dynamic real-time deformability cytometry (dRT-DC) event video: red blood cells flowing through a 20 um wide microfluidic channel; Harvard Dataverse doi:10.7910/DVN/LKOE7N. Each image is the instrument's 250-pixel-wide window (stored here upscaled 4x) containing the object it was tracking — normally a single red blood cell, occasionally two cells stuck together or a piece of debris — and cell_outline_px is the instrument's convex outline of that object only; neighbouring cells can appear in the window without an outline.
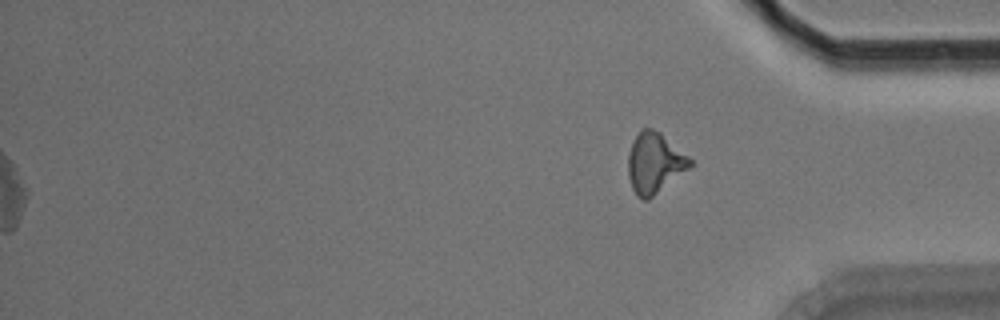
{"species": "Egyptian fruit bat (a non-hibernating species)", "species_latin": "Rousettus aegyptiacus", "temperature_condition": "room temperature", "stored_images_in_passage": 44, "segment_of_instrument_passage": [2, 2], "camera_frame_rate_fps": 3000, "um_per_image_px": 0.085, "animal": {"sex": "male"}, "frame": {"image": 1, "passage_image": 44, "time_ms": 14.333, "image_size_px": [1000, 320], "cell_outline_px": [[692, 168], [648, 200], [644, 200], [636, 196], [632, 188], [628, 176], [628, 152], [632, 140], [640, 128], [652, 128], [660, 132], [688, 156], [692, 160]], "centroid_in_image_um": [55.63, 13.86], "position_along_channel_um": 379.6, "area_um2": 22.25}}